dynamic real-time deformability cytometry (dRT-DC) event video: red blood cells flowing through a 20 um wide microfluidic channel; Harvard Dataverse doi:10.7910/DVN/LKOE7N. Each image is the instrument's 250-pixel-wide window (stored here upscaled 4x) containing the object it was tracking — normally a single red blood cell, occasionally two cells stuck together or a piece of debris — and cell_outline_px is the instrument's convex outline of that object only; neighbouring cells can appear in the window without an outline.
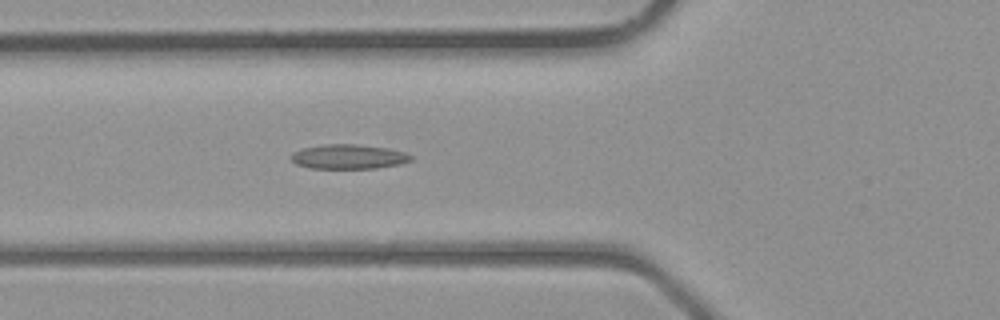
{"species": "common noctule bat (a hibernating species)", "species_latin": "Nyctalus noctula", "temperature_condition": "room temperature", "stored_images_in_passage": 31, "camera_frame_rate_fps": 3000, "um_per_image_px": 0.085, "animal": {"sex": "male", "body_mass_g": 23.1, "forearm_length_mm": 52.7}, "frame": {"image": 1, "passage_image": 6, "time_ms": 1.667, "image_size_px": [1000, 320], "cell_outline_px": [[412, 160], [400, 164], [376, 168], [308, 168], [296, 164], [288, 156], [292, 152], [304, 148], [324, 144], [356, 144], [388, 148], [404, 152], [412, 156]], "centroid_in_image_um": [29.6, 13.31], "position_along_channel_um": 96.2, "area_um2": 17.17}}
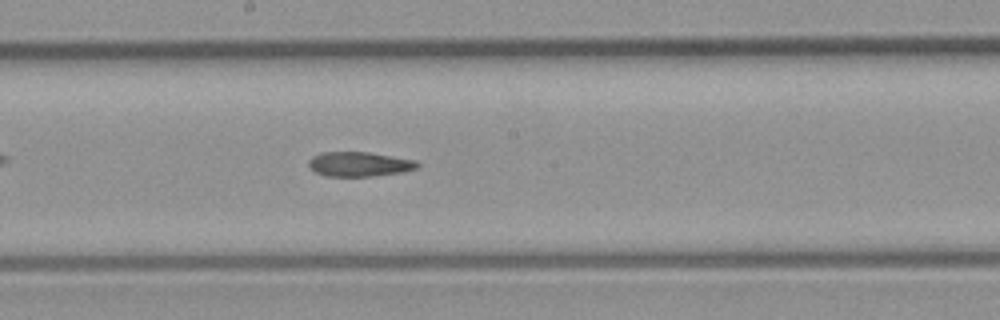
{"frame": {"image": 2, "passage_image": 13, "time_ms": 4.0, "image_size_px": [1000, 320], "cell_outline_px": [[420, 164], [416, 168], [404, 172], [372, 176], [324, 176], [316, 172], [308, 164], [308, 160], [312, 156], [320, 152], [368, 152], [416, 160]], "centroid_in_image_um": [30.53, 13.95], "position_along_channel_um": 217.7, "area_um2": 15.61}}
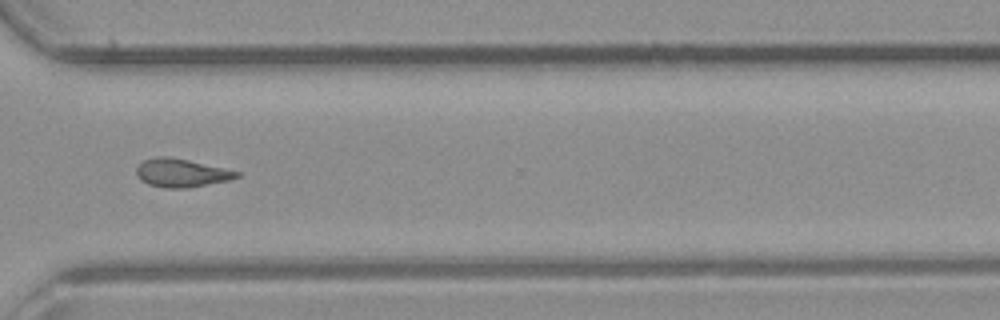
{"frame": {"image": 3, "passage_image": 21, "time_ms": 6.667, "image_size_px": [1000, 320], "cell_outline_px": [[240, 176], [228, 180], [188, 188], [164, 188], [148, 184], [140, 180], [136, 172], [136, 168], [144, 160], [156, 156], [168, 156], [188, 160], [224, 168], [240, 172]], "centroid_in_image_um": [15.39, 14.7], "position_along_channel_um": 355.2, "area_um2": 16.47}}